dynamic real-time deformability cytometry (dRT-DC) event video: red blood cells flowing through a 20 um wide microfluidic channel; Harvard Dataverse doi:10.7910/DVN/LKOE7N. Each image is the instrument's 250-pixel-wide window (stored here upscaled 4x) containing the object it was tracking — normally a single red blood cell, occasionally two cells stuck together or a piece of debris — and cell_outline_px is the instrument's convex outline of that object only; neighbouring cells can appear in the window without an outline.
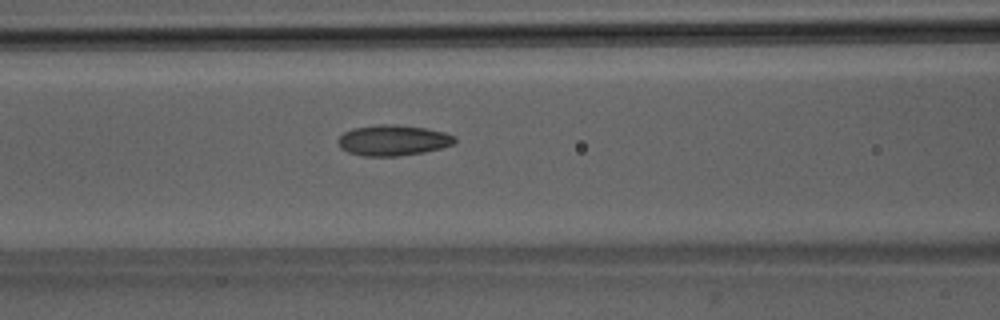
{"species": "Egyptian fruit bat (a non-hibernating species)", "species_latin": "Rousettus aegyptiacus", "temperature_condition": "room temperature", "stored_images_in_passage": 38, "camera_frame_rate_fps": 3000, "um_per_image_px": 0.085, "animal": {"sex": "male"}, "frame": {"image": 1, "passage_image": 9, "time_ms": 2.667, "image_size_px": [1000, 320], "cell_outline_px": [[456, 140], [452, 144], [440, 148], [424, 152], [396, 156], [364, 156], [348, 152], [340, 148], [336, 140], [344, 132], [352, 128], [380, 124], [396, 124], [428, 128], [444, 132], [456, 136]], "centroid_in_image_um": [33.39, 11.91], "position_along_channel_um": 133.2, "area_um2": 20.98}}
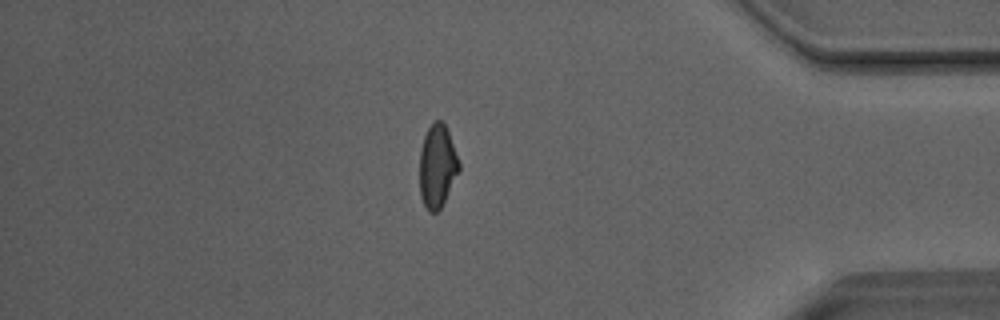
{"frame": {"image": 2, "passage_image": 31, "time_ms": 10.0, "image_size_px": [1000, 320], "cell_outline_px": [[460, 168], [440, 208], [436, 212], [428, 212], [420, 196], [420, 148], [424, 136], [428, 128], [436, 120], [440, 120], [444, 124], [448, 132], [460, 164]], "centroid_in_image_um": [37.15, 14.12], "position_along_channel_um": 398.1, "area_um2": 18.67}}
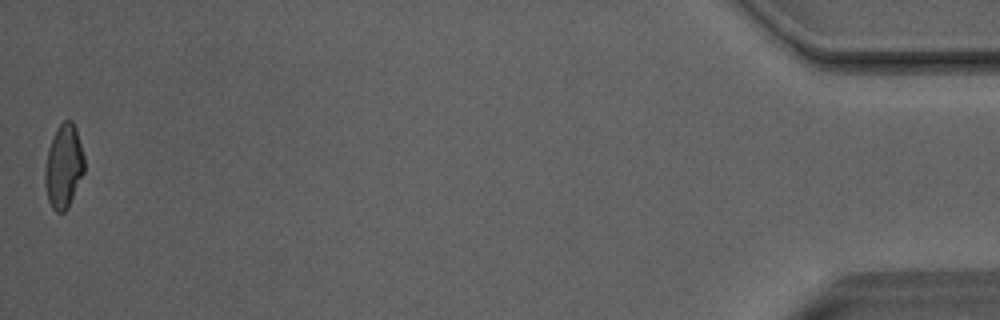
{"frame": {"image": 3, "passage_image": 38, "time_ms": 12.333, "image_size_px": [1000, 320], "cell_outline_px": [[84, 172], [68, 208], [64, 212], [56, 212], [52, 208], [48, 200], [44, 184], [44, 168], [48, 148], [56, 128], [64, 120], [72, 120], [76, 128], [84, 156]], "centroid_in_image_um": [5.4, 14.14], "position_along_channel_um": 429.8, "area_um2": 19.36}, "authors_computed_cell_mechanics": {"area_um2": 19.652, "velocity_mm_per_s": 4.0659, "shape_relaxation_time_tau1_ms": null, "shape_relaxation_time_tau2_ms": 2.0291, "deformation_change_tau1": null, "deformation_change_tau2": 0.093}}